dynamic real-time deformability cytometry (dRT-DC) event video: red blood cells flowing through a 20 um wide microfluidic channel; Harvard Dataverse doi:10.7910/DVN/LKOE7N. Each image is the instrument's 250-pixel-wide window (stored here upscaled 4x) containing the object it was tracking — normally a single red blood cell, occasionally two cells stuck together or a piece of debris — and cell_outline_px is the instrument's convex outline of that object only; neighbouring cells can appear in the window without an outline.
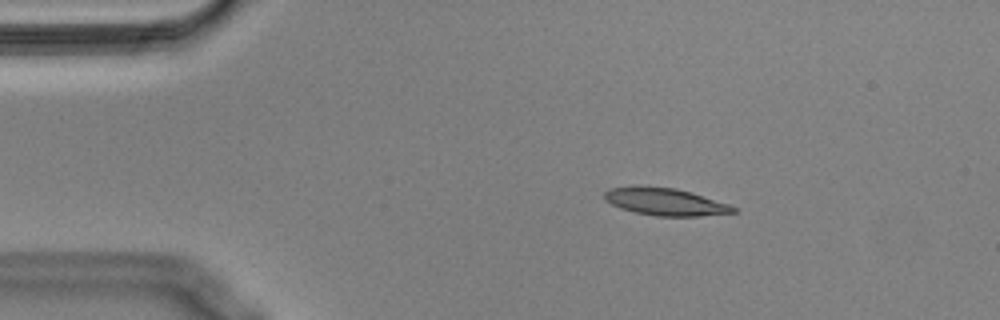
{"species": "Egyptian fruit bat (a non-hibernating species)", "species_latin": "Rousettus aegyptiacus", "temperature_condition": "cold", "stored_images_in_passage": 53, "camera_frame_rate_fps": 3000, "um_per_image_px": 0.085, "animal": {"sex": "male"}, "frame": {"image": 1, "passage_image": 7, "time_ms": 2.0, "image_size_px": [1000, 320], "cell_outline_px": [[736, 212], [700, 216], [656, 216], [636, 212], [620, 208], [604, 200], [604, 192], [608, 188], [636, 184], [640, 184], [676, 188], [692, 192], [728, 204], [736, 208]], "centroid_in_image_um": [56.47, 17.11], "position_along_channel_um": 28.5, "area_um2": 20.92}}
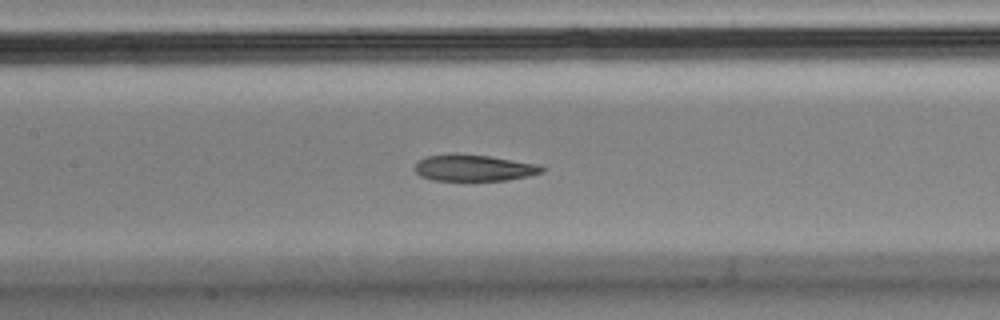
{"frame": {"image": 2, "passage_image": 23, "time_ms": 7.333, "image_size_px": [1000, 320], "cell_outline_px": [[548, 168], [544, 172], [528, 176], [504, 180], [432, 180], [420, 176], [416, 172], [416, 164], [420, 160], [428, 156], [452, 152], [456, 152], [488, 156], [540, 164]], "centroid_in_image_um": [40.32, 14.25], "position_along_channel_um": 167.1, "area_um2": 19.77}}
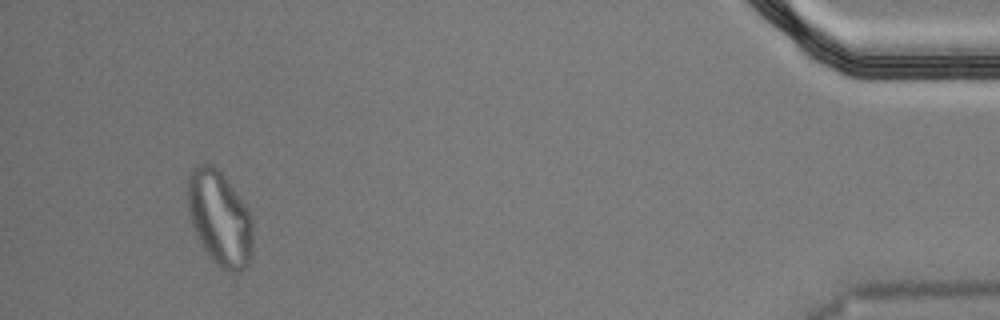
{"frame": {"image": 3, "passage_image": 50, "time_ms": 16.333, "image_size_px": [1000, 320], "cell_outline_px": [[252, 252], [248, 264], [240, 272], [228, 272], [220, 268], [212, 260], [204, 248], [192, 224], [188, 212], [188, 176], [192, 168], [196, 164], [212, 164], [220, 172], [248, 208], [252, 216]], "centroid_in_image_um": [18.68, 18.56], "position_along_channel_um": 416.5, "area_um2": 35.84}, "authors_computed_cell_mechanics": {"area_um2": 20.9236, "velocity_mm_per_s": 3.5646, "shape_relaxation_time_tau1_ms": null, "shape_relaxation_time_tau2_ms": 4.2541, "deformation_change_tau1": null, "deformation_change_tau2": 0.1281}}